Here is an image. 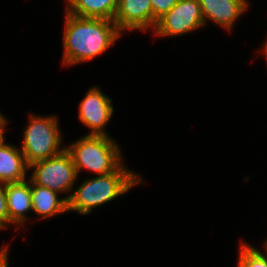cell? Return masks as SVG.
<instances>
[{
    "mask_svg": "<svg viewBox=\"0 0 267 267\" xmlns=\"http://www.w3.org/2000/svg\"><path fill=\"white\" fill-rule=\"evenodd\" d=\"M64 22L61 63L66 67L104 54L123 34L114 21L104 18L79 17L65 11Z\"/></svg>",
    "mask_w": 267,
    "mask_h": 267,
    "instance_id": "1",
    "label": "cell"
},
{
    "mask_svg": "<svg viewBox=\"0 0 267 267\" xmlns=\"http://www.w3.org/2000/svg\"><path fill=\"white\" fill-rule=\"evenodd\" d=\"M143 183L142 175L136 174L123 163L115 172L84 179L68 200V212L86 215L93 209L127 194L132 187Z\"/></svg>",
    "mask_w": 267,
    "mask_h": 267,
    "instance_id": "2",
    "label": "cell"
},
{
    "mask_svg": "<svg viewBox=\"0 0 267 267\" xmlns=\"http://www.w3.org/2000/svg\"><path fill=\"white\" fill-rule=\"evenodd\" d=\"M111 137L84 135L65 147L78 176L83 169L96 176L108 175L124 163L121 146Z\"/></svg>",
    "mask_w": 267,
    "mask_h": 267,
    "instance_id": "3",
    "label": "cell"
},
{
    "mask_svg": "<svg viewBox=\"0 0 267 267\" xmlns=\"http://www.w3.org/2000/svg\"><path fill=\"white\" fill-rule=\"evenodd\" d=\"M29 116L28 125L22 132L23 141L20 146L28 165L54 157L65 150V146H61L63 136L55 114L40 116L31 113Z\"/></svg>",
    "mask_w": 267,
    "mask_h": 267,
    "instance_id": "4",
    "label": "cell"
},
{
    "mask_svg": "<svg viewBox=\"0 0 267 267\" xmlns=\"http://www.w3.org/2000/svg\"><path fill=\"white\" fill-rule=\"evenodd\" d=\"M29 171H32L29 178L35 184L60 194H67L68 196L65 195V198L70 199L78 175L66 149L54 157L32 163L29 165Z\"/></svg>",
    "mask_w": 267,
    "mask_h": 267,
    "instance_id": "5",
    "label": "cell"
},
{
    "mask_svg": "<svg viewBox=\"0 0 267 267\" xmlns=\"http://www.w3.org/2000/svg\"><path fill=\"white\" fill-rule=\"evenodd\" d=\"M203 26L205 25L199 0H180L158 19L151 32L155 37H176L195 32Z\"/></svg>",
    "mask_w": 267,
    "mask_h": 267,
    "instance_id": "6",
    "label": "cell"
},
{
    "mask_svg": "<svg viewBox=\"0 0 267 267\" xmlns=\"http://www.w3.org/2000/svg\"><path fill=\"white\" fill-rule=\"evenodd\" d=\"M109 96L96 86L91 87L79 103L78 119L90 131L85 135L107 136L106 126L113 118L114 107Z\"/></svg>",
    "mask_w": 267,
    "mask_h": 267,
    "instance_id": "7",
    "label": "cell"
},
{
    "mask_svg": "<svg viewBox=\"0 0 267 267\" xmlns=\"http://www.w3.org/2000/svg\"><path fill=\"white\" fill-rule=\"evenodd\" d=\"M113 21L122 33L135 30L153 31V10L150 0H119Z\"/></svg>",
    "mask_w": 267,
    "mask_h": 267,
    "instance_id": "8",
    "label": "cell"
},
{
    "mask_svg": "<svg viewBox=\"0 0 267 267\" xmlns=\"http://www.w3.org/2000/svg\"><path fill=\"white\" fill-rule=\"evenodd\" d=\"M199 3L204 25L211 21L229 32L250 8L249 0H199Z\"/></svg>",
    "mask_w": 267,
    "mask_h": 267,
    "instance_id": "9",
    "label": "cell"
},
{
    "mask_svg": "<svg viewBox=\"0 0 267 267\" xmlns=\"http://www.w3.org/2000/svg\"><path fill=\"white\" fill-rule=\"evenodd\" d=\"M6 204L9 215V226L19 230L30 221L26 213L32 212L30 178L21 182L6 183Z\"/></svg>",
    "mask_w": 267,
    "mask_h": 267,
    "instance_id": "10",
    "label": "cell"
},
{
    "mask_svg": "<svg viewBox=\"0 0 267 267\" xmlns=\"http://www.w3.org/2000/svg\"><path fill=\"white\" fill-rule=\"evenodd\" d=\"M30 189L32 212L39 216L38 219H50L68 212V200L65 197L59 198L60 193L35 184L31 179Z\"/></svg>",
    "mask_w": 267,
    "mask_h": 267,
    "instance_id": "11",
    "label": "cell"
},
{
    "mask_svg": "<svg viewBox=\"0 0 267 267\" xmlns=\"http://www.w3.org/2000/svg\"><path fill=\"white\" fill-rule=\"evenodd\" d=\"M29 165L20 148L4 142L0 145V181L21 182L27 178Z\"/></svg>",
    "mask_w": 267,
    "mask_h": 267,
    "instance_id": "12",
    "label": "cell"
},
{
    "mask_svg": "<svg viewBox=\"0 0 267 267\" xmlns=\"http://www.w3.org/2000/svg\"><path fill=\"white\" fill-rule=\"evenodd\" d=\"M65 11L71 15L104 18L113 21L119 0H65Z\"/></svg>",
    "mask_w": 267,
    "mask_h": 267,
    "instance_id": "13",
    "label": "cell"
},
{
    "mask_svg": "<svg viewBox=\"0 0 267 267\" xmlns=\"http://www.w3.org/2000/svg\"><path fill=\"white\" fill-rule=\"evenodd\" d=\"M237 267H267V256L249 243L242 241L239 247Z\"/></svg>",
    "mask_w": 267,
    "mask_h": 267,
    "instance_id": "14",
    "label": "cell"
},
{
    "mask_svg": "<svg viewBox=\"0 0 267 267\" xmlns=\"http://www.w3.org/2000/svg\"><path fill=\"white\" fill-rule=\"evenodd\" d=\"M180 0H150L153 10V30L157 21Z\"/></svg>",
    "mask_w": 267,
    "mask_h": 267,
    "instance_id": "15",
    "label": "cell"
},
{
    "mask_svg": "<svg viewBox=\"0 0 267 267\" xmlns=\"http://www.w3.org/2000/svg\"><path fill=\"white\" fill-rule=\"evenodd\" d=\"M9 228V215L6 204V183L0 181V230Z\"/></svg>",
    "mask_w": 267,
    "mask_h": 267,
    "instance_id": "16",
    "label": "cell"
},
{
    "mask_svg": "<svg viewBox=\"0 0 267 267\" xmlns=\"http://www.w3.org/2000/svg\"><path fill=\"white\" fill-rule=\"evenodd\" d=\"M9 120L7 119V117L5 115H3V112H0V145H2L4 142H6L5 140V130L6 126L8 125Z\"/></svg>",
    "mask_w": 267,
    "mask_h": 267,
    "instance_id": "17",
    "label": "cell"
},
{
    "mask_svg": "<svg viewBox=\"0 0 267 267\" xmlns=\"http://www.w3.org/2000/svg\"><path fill=\"white\" fill-rule=\"evenodd\" d=\"M9 251L5 250L3 254L0 256V267H9Z\"/></svg>",
    "mask_w": 267,
    "mask_h": 267,
    "instance_id": "18",
    "label": "cell"
},
{
    "mask_svg": "<svg viewBox=\"0 0 267 267\" xmlns=\"http://www.w3.org/2000/svg\"><path fill=\"white\" fill-rule=\"evenodd\" d=\"M263 43L261 45V47H263V48L260 49L261 51L259 50V54L262 53V55H263V57L265 59V62L267 63V39L264 40Z\"/></svg>",
    "mask_w": 267,
    "mask_h": 267,
    "instance_id": "19",
    "label": "cell"
},
{
    "mask_svg": "<svg viewBox=\"0 0 267 267\" xmlns=\"http://www.w3.org/2000/svg\"><path fill=\"white\" fill-rule=\"evenodd\" d=\"M5 250H9V244L2 245V247L0 248V256L3 254Z\"/></svg>",
    "mask_w": 267,
    "mask_h": 267,
    "instance_id": "20",
    "label": "cell"
},
{
    "mask_svg": "<svg viewBox=\"0 0 267 267\" xmlns=\"http://www.w3.org/2000/svg\"><path fill=\"white\" fill-rule=\"evenodd\" d=\"M262 248L264 250V251H262V252H264L263 254L267 256V238H266L265 242L263 243Z\"/></svg>",
    "mask_w": 267,
    "mask_h": 267,
    "instance_id": "21",
    "label": "cell"
}]
</instances>
